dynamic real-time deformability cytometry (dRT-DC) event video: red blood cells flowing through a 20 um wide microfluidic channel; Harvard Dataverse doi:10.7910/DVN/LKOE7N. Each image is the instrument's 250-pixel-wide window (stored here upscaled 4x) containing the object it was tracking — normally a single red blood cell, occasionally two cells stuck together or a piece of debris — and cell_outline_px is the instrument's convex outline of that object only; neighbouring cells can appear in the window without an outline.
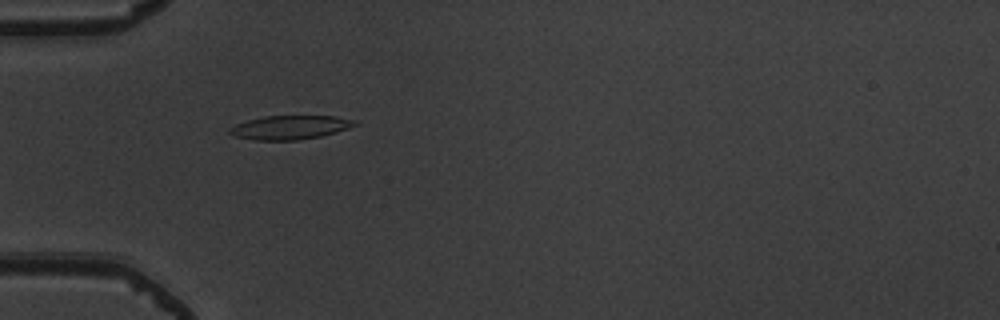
{"species": "common noctule bat (a hibernating species)", "species_latin": "Nyctalus noctula", "temperature_condition": "warm", "stored_images_in_passage": 44, "camera_frame_rate_fps": 3000, "um_per_image_px": 0.085, "animal": {"sex": "male", "body_mass_g": 19.5, "forearm_length_mm": 54.6}, "frame": {"image": 1, "passage_image": 9, "time_ms": 2.667, "image_size_px": [1000, 320], "cell_outline_px": [[356, 124], [348, 128], [336, 132], [320, 136], [296, 140], [252, 140], [236, 136], [228, 132], [228, 128], [236, 124], [248, 120], [264, 116], [336, 116], [356, 120]], "centroid_in_image_um": [24.63, 10.82], "position_along_channel_um": 60.4, "area_um2": 17.28}}
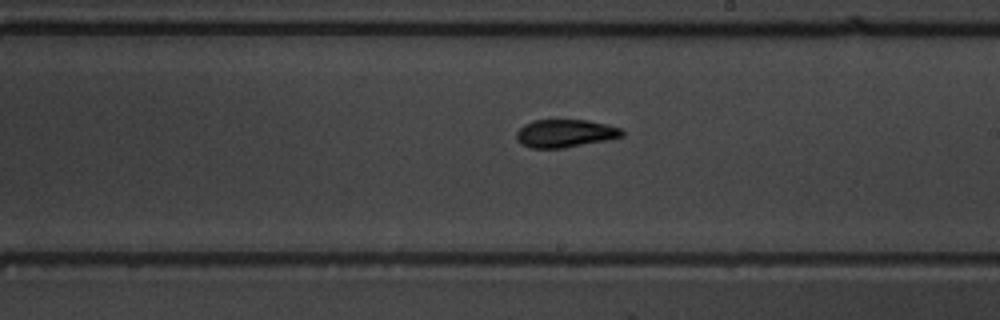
{"frame": {"image": 2, "passage_image": 23, "time_ms": 7.333, "image_size_px": [1000, 320], "cell_outline_px": [[624, 136], [564, 148], [528, 148], [520, 144], [516, 140], [516, 132], [524, 124], [532, 120], [588, 120], [608, 124], [620, 128], [624, 132]], "centroid_in_image_um": [47.99, 11.33], "position_along_channel_um": 241.0, "area_um2": 17.28}}
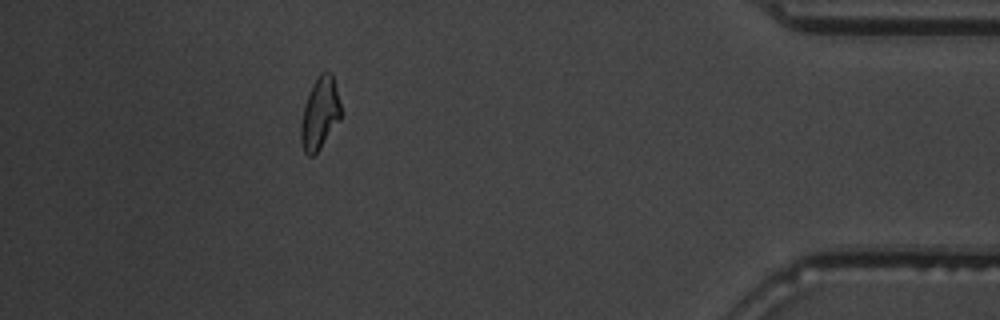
{"frame": {"image": 3, "passage_image": 39, "time_ms": 12.667, "image_size_px": [1000, 320], "cell_outline_px": [[340, 120], [320, 148], [312, 156], [308, 156], [304, 152], [300, 140], [300, 124], [304, 104], [312, 84], [320, 72], [332, 72], [340, 104]], "centroid_in_image_um": [27.16, 9.64], "position_along_channel_um": 408.0, "area_um2": 16.76}, "authors_computed_cell_mechanics": {"area_um2": 17.2533, "velocity_mm_per_s": 3.9739, "shape_relaxation_time_tau1_ms": 5.456, "shape_relaxation_time_tau2_ms": 2.0992, "deformation_change_tau1": 0.1722, "deformation_change_tau2": 0.086}}